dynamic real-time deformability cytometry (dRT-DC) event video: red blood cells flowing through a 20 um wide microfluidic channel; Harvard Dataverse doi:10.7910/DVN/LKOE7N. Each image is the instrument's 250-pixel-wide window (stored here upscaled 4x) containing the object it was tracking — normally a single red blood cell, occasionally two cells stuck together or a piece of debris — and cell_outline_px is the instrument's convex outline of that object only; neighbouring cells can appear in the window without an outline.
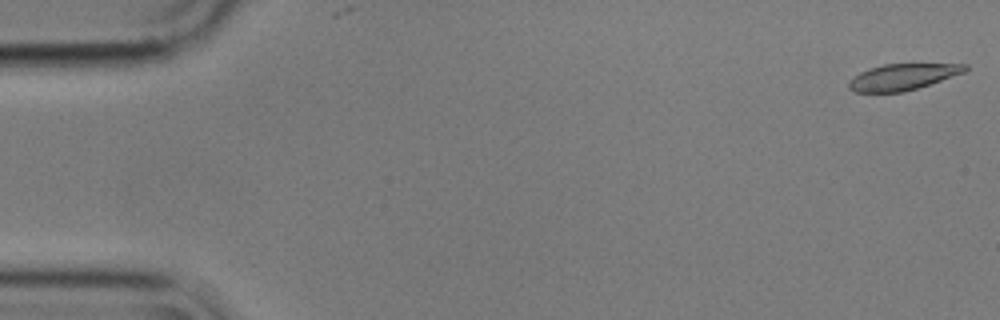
{"species": "common noctule bat (a hibernating species)", "species_latin": "Nyctalus noctula", "temperature_condition": "cold", "stored_images_in_passage": 5, "camera_frame_rate_fps": 3000, "um_per_image_px": 0.085, "animal": {"sex": "male", "body_mass_g": 17.9}, "frame": {"image": 1, "passage_image": 1, "time_ms": 0.0, "image_size_px": [1000, 320], "cell_outline_px": [[968, 68], [964, 72], [904, 92], [856, 92], [848, 88], [848, 80], [860, 72], [868, 68], [884, 64], [968, 64]], "centroid_in_image_um": [76.67, 6.53], "position_along_channel_um": 8.3, "area_um2": 17.57}}
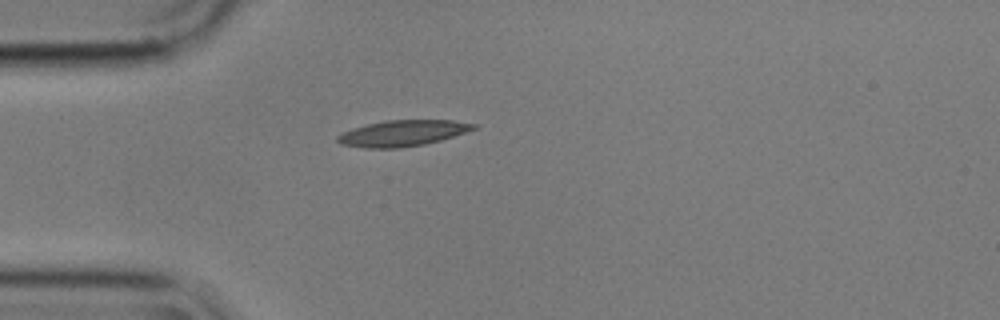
{"frame": {"image": 2, "passage_image": 5, "time_ms": 1.333, "image_size_px": [1000, 320], "cell_outline_px": [[476, 128], [440, 140], [424, 144], [400, 148], [364, 148], [340, 144], [336, 140], [336, 136], [340, 132], [352, 128], [384, 120], [452, 120], [476, 124]], "centroid_in_image_um": [34.14, 11.32], "position_along_channel_um": 50.9, "area_um2": 20.58}}